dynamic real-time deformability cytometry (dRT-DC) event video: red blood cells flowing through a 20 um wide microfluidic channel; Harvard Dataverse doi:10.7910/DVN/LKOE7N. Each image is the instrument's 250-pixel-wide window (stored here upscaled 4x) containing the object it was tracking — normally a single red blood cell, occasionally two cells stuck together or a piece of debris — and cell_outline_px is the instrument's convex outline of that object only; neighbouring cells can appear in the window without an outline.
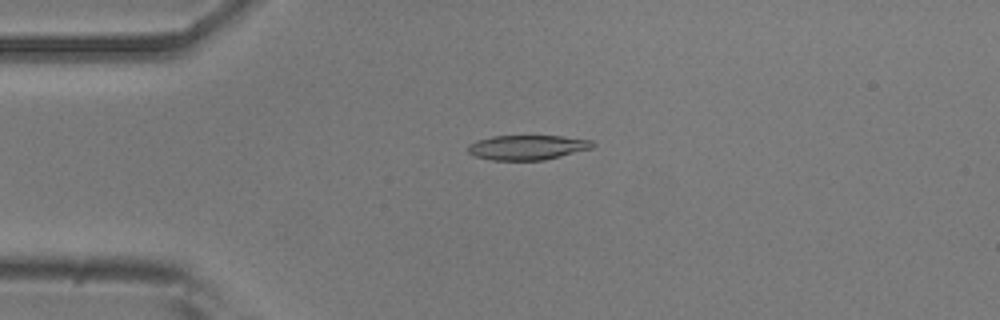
{"species": "common noctule bat (a hibernating species)", "species_latin": "Nyctalus noctula", "temperature_condition": "room temperature", "stored_images_in_passage": 46, "camera_frame_rate_fps": 3000, "um_per_image_px": 0.085, "animal": {"sex": "male", "body_mass_g": 20.5, "forearm_length_mm": 52.5}, "frame": {"image": 1, "passage_image": 6, "time_ms": 1.667, "image_size_px": [1000, 320], "cell_outline_px": [[596, 144], [592, 148], [544, 160], [492, 160], [476, 156], [468, 152], [468, 144], [476, 140], [492, 136], [560, 136], [592, 140]], "centroid_in_image_um": [44.82, 12.52], "position_along_channel_um": 40.2, "area_um2": 17.92}}
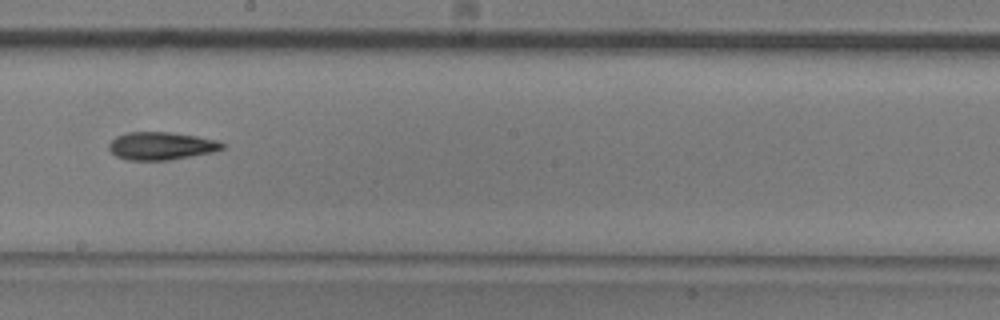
{"frame": {"image": 2, "passage_image": 23, "time_ms": 7.333, "image_size_px": [1000, 320], "cell_outline_px": [[228, 144], [224, 148], [216, 152], [168, 160], [128, 160], [116, 156], [108, 148], [108, 144], [116, 136], [128, 132], [172, 132], [196, 136], [216, 140]], "centroid_in_image_um": [13.74, 12.4], "position_along_channel_um": 234.5, "area_um2": 18.55}}
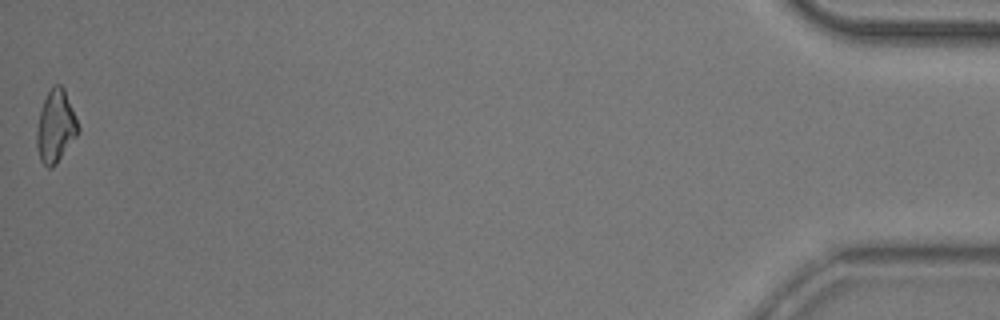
{"frame": {"image": 3, "passage_image": 46, "time_ms": 15.0, "image_size_px": [1000, 320], "cell_outline_px": [[80, 132], [56, 164], [52, 168], [48, 168], [40, 160], [36, 148], [36, 132], [40, 112], [44, 100], [48, 92], [56, 84], [60, 84], [64, 88], [80, 128]], "centroid_in_image_um": [4.73, 10.78], "position_along_channel_um": 430.5, "area_um2": 17.4}, "authors_computed_cell_mechanics": {"area_um2": 17.9469, "velocity_mm_per_s": 3.8377, "shape_relaxation_time_tau1_ms": 6.9543, "shape_relaxation_time_tau2_ms": 8.6948, "deformation_change_tau1": 0.1926, "deformation_change_tau2": 0.1763}}